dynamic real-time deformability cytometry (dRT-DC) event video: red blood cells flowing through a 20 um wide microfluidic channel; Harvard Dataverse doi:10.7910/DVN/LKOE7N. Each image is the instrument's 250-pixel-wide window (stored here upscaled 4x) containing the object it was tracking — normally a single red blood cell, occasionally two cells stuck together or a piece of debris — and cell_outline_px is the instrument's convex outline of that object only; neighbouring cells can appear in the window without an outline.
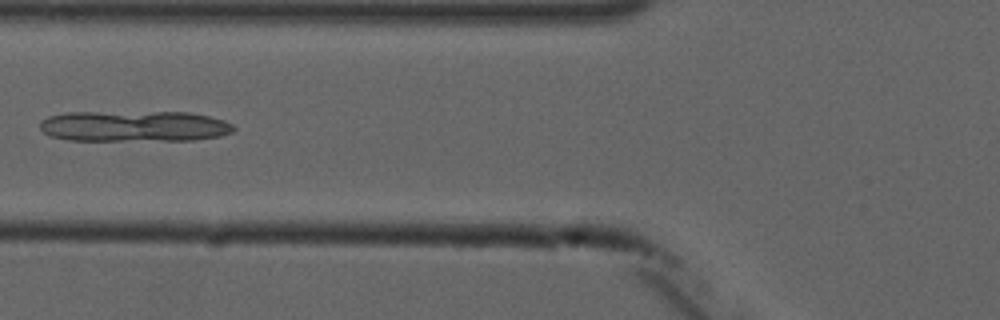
{"species": "common noctule bat (a hibernating species)", "species_latin": "Nyctalus noctula", "temperature_condition": "cold", "stored_images_in_passage": 7, "camera_frame_rate_fps": 3000, "um_per_image_px": 0.085, "animal": {"sex": "male", "forearm_length_mm": 52.5}, "frame": {"image": 1, "passage_image": 6, "time_ms": 6.0, "image_size_px": [1000, 320], "cell_outline_px": [[236, 128], [232, 132], [220, 136], [192, 140], [68, 140], [52, 136], [44, 132], [40, 128], [40, 120], [48, 116], [68, 112], [188, 112], [208, 116], [224, 120], [232, 124]], "centroid_in_image_um": [11.41, 10.72], "position_along_channel_um": 114.4, "area_um2": 34.97}}
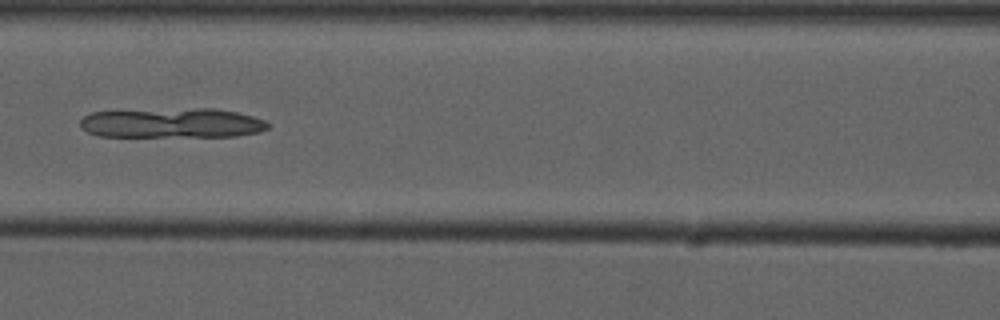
{"frame": {"image": 2, "passage_image": 7, "time_ms": 7.0, "image_size_px": [1000, 320], "cell_outline_px": [[272, 124], [268, 128], [260, 132], [236, 136], [100, 136], [88, 132], [80, 124], [80, 120], [84, 116], [92, 112], [192, 108], [216, 108], [236, 112], [252, 116], [264, 120]], "centroid_in_image_um": [14.69, 10.45], "position_along_channel_um": 151.9, "area_um2": 32.48}}